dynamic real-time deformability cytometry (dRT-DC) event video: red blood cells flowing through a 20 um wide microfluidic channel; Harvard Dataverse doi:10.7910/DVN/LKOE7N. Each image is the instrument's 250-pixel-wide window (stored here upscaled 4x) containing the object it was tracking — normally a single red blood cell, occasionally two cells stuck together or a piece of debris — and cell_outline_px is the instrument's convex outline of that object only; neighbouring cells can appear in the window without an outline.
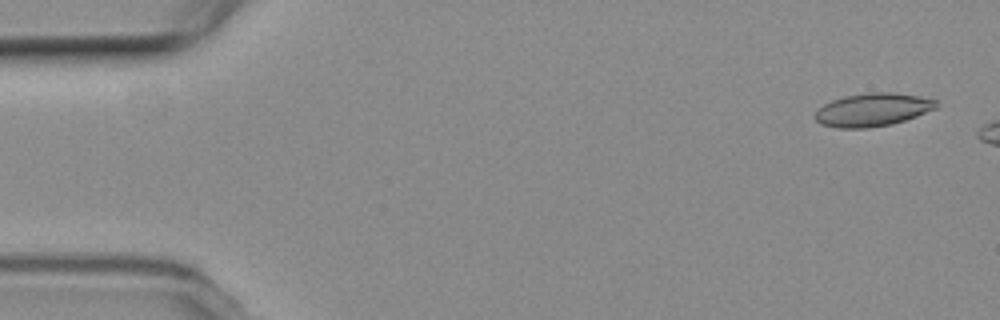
{"species": "common noctule bat (a hibernating species)", "species_latin": "Nyctalus noctula", "temperature_condition": "room temperature", "stored_images_in_passage": 3, "camera_frame_rate_fps": 3000, "um_per_image_px": 0.085, "animal": {"sex": "female", "body_mass_g": 19.3, "forearm_length_mm": 54.1}, "frame": {"image": 1, "passage_image": 1, "time_ms": 0.0, "image_size_px": [1000, 320], "cell_outline_px": [[936, 108], [916, 116], [892, 124], [868, 128], [840, 128], [820, 124], [812, 116], [824, 104], [832, 100], [844, 96], [868, 92], [892, 92], [920, 96], [936, 100]], "centroid_in_image_um": [74.14, 9.32], "position_along_channel_um": 10.9, "area_um2": 23.35}}